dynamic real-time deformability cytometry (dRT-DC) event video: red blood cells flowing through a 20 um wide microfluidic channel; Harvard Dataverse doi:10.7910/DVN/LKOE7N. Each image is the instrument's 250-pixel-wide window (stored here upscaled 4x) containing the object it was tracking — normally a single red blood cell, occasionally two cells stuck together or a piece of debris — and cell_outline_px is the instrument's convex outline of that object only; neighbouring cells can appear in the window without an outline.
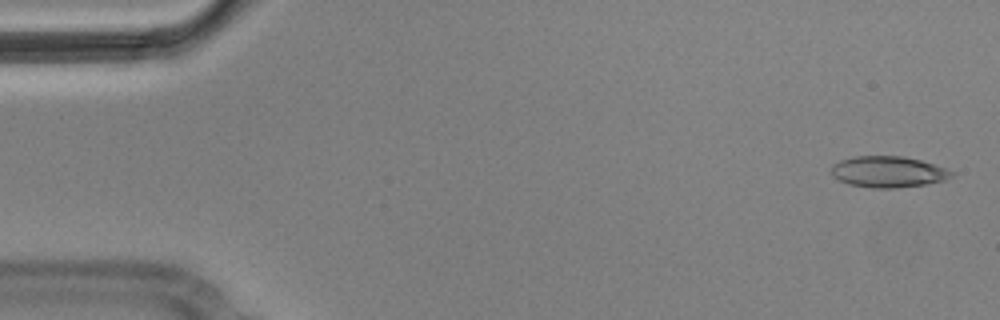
{"species": "Egyptian fruit bat (a non-hibernating species)", "species_latin": "Rousettus aegyptiacus", "temperature_condition": "cold", "stored_images_in_passage": 5, "camera_frame_rate_fps": 3000, "um_per_image_px": 0.085, "animal": {"sex": "male"}, "frame": {"image": 1, "passage_image": 1, "time_ms": 0.0, "image_size_px": [1000, 320], "cell_outline_px": [[956, 172], [952, 176], [944, 180], [924, 184], [896, 188], [872, 188], [848, 184], [832, 176], [832, 164], [840, 160], [852, 156], [904, 156], [920, 160]], "centroid_in_image_um": [75.46, 14.6], "position_along_channel_um": 9.5, "area_um2": 21.79}}
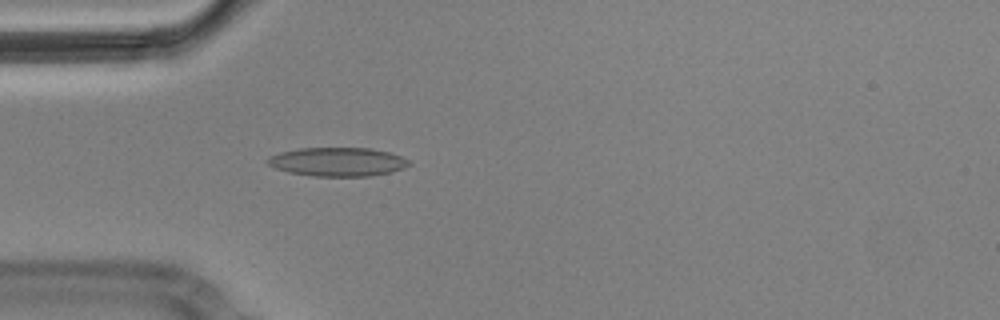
{"frame": {"image": 2, "passage_image": 5, "time_ms": 1.333, "image_size_px": [1000, 320], "cell_outline_px": [[412, 164], [404, 168], [388, 172], [368, 176], [312, 176], [288, 172], [276, 168], [268, 164], [264, 160], [268, 156], [280, 152], [300, 148], [372, 148], [388, 152], [412, 160]], "centroid_in_image_um": [28.69, 13.75], "position_along_channel_um": 56.3, "area_um2": 23.81}}